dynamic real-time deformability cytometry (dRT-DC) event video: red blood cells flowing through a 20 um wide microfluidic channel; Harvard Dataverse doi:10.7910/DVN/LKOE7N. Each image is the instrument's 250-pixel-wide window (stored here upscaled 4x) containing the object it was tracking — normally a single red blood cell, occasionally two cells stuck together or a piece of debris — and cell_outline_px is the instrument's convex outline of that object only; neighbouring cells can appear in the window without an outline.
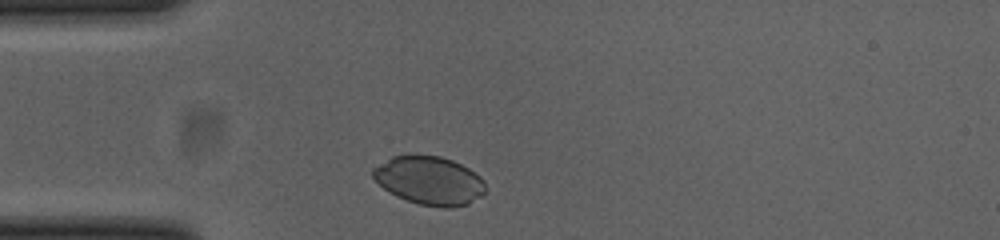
{"species": "common noctule bat (a hibernating species)", "species_latin": "Nyctalus noctula", "temperature_condition": "cold", "stored_images_in_passage": 29, "camera_frame_rate_fps": 3000, "um_per_image_px": 0.085, "animal": {"sex": "female", "body_mass_g": 23.0, "forearm_length_mm": 53.4}, "frame": {"image": 1, "passage_image": 1, "time_ms": 0.0, "image_size_px": [1000, 240], "cell_outline_px": [[488, 188], [480, 196], [468, 204], [452, 208], [444, 208], [420, 204], [396, 196], [384, 188], [372, 176], [372, 168], [392, 156], [408, 152], [412, 152], [440, 156], [452, 160], [468, 168], [480, 176], [484, 180]], "centroid_in_image_um": [36.5, 15.31], "position_along_channel_um": 48.5, "area_um2": 32.31}}